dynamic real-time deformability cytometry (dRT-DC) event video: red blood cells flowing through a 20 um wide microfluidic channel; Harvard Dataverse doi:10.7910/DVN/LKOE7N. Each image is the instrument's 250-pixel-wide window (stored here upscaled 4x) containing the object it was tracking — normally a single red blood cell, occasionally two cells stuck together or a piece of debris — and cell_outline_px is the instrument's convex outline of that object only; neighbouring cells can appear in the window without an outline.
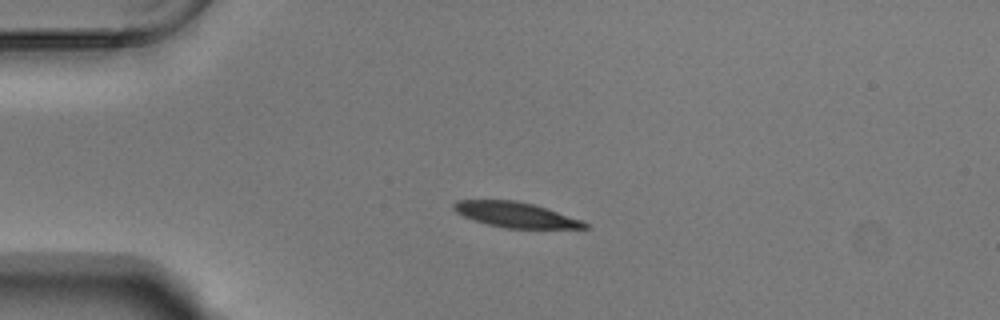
{"species": "Egyptian fruit bat (a non-hibernating species)", "species_latin": "Rousettus aegyptiacus", "temperature_condition": "warm", "stored_images_in_passage": 42, "camera_frame_rate_fps": 3000, "um_per_image_px": 0.085, "animal": {"sex": "male"}, "frame": {"image": 1, "passage_image": 1, "time_ms": 0.0, "image_size_px": [1000, 320], "cell_outline_px": [[588, 228], [504, 228], [472, 220], [456, 212], [452, 208], [452, 204], [456, 200], [516, 200], [532, 204], [584, 220], [588, 224]], "centroid_in_image_um": [43.81, 18.25], "position_along_channel_um": 41.2, "area_um2": 19.25}}
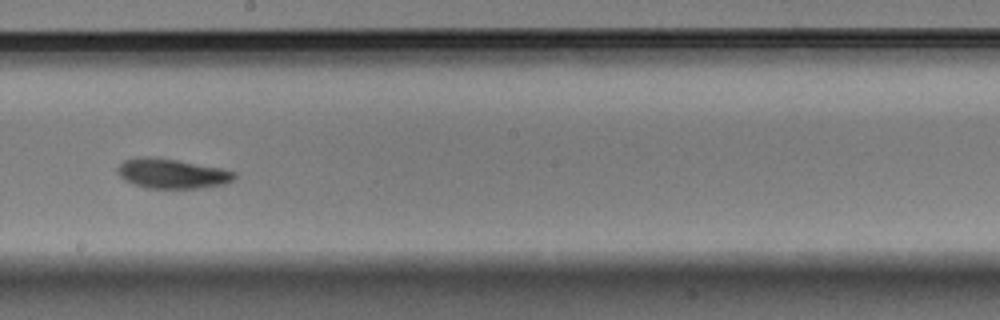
{"frame": {"image": 2, "passage_image": 19, "time_ms": 6.0, "image_size_px": [1000, 320], "cell_outline_px": [[236, 176], [232, 180], [224, 184], [200, 188], [144, 188], [132, 184], [124, 180], [116, 172], [116, 168], [124, 160], [140, 156], [148, 156], [176, 160], [220, 168], [236, 172]], "centroid_in_image_um": [14.56, 14.76], "position_along_channel_um": 233.6, "area_um2": 20.29}}
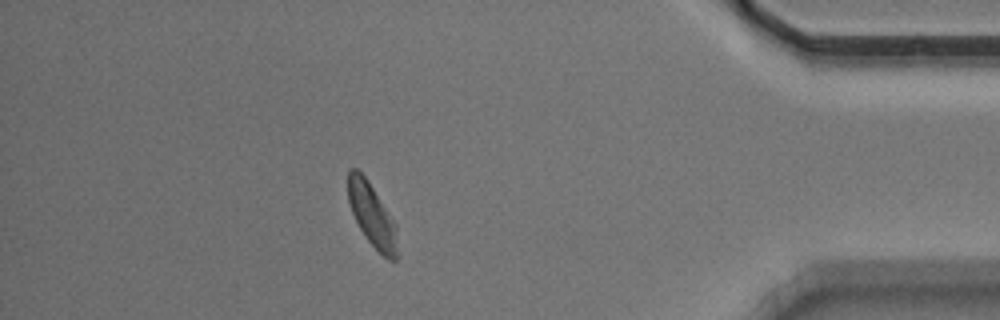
{"frame": {"image": 3, "passage_image": 36, "time_ms": 11.667, "image_size_px": [1000, 320], "cell_outline_px": [[396, 260], [388, 260], [368, 240], [360, 228], [352, 212], [348, 200], [348, 168], [356, 168], [368, 180], [396, 224]], "centroid_in_image_um": [31.6, 18.24], "position_along_channel_um": 403.6, "area_um2": 17.69}, "authors_computed_cell_mechanics": {"area_um2": 19.4497, "velocity_mm_per_s": 3.7049, "shape_relaxation_time_tau1_ms": 2.8331, "shape_relaxation_time_tau2_ms": 6.0174, "deformation_change_tau1": 0.123, "deformation_change_tau2": 0.1145}}